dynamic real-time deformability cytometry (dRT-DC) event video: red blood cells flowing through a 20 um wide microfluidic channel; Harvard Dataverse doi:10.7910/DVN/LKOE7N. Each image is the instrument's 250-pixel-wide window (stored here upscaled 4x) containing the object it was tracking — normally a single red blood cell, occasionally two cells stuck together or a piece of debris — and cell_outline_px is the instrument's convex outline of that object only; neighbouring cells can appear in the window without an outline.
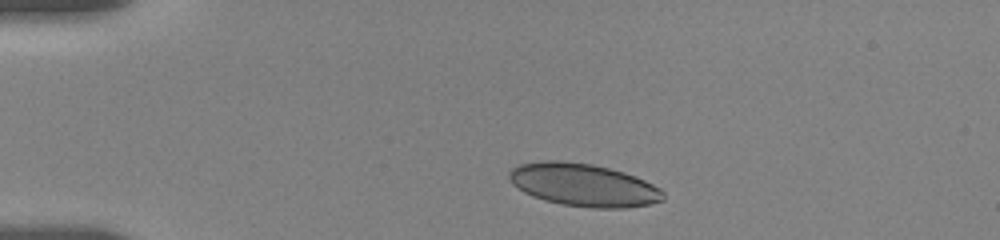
{"species": "human", "species_latin": "Homo sapiens", "temperature_condition": "room temperature", "stored_images_in_passage": 39, "camera_frame_rate_fps": 3000, "um_per_image_px": 0.085, "donor": {"sex": "female"}, "frame": {"image": 1, "passage_image": 1, "time_ms": 0.0, "image_size_px": [1000, 240], "cell_outline_px": [[664, 200], [648, 204], [624, 208], [592, 208], [560, 204], [544, 200], [532, 196], [524, 192], [512, 184], [508, 176], [508, 172], [512, 168], [520, 164], [544, 160], [560, 160], [592, 164], [624, 172], [644, 180], [660, 188], [664, 192]], "centroid_in_image_um": [49.57, 15.72], "position_along_channel_um": 35.4, "area_um2": 38.44}}
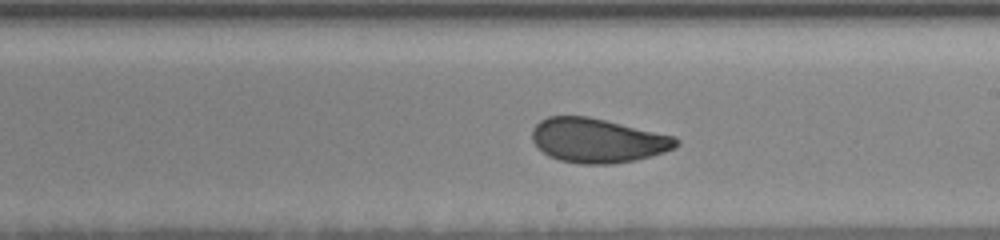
{"frame": {"image": 2, "passage_image": 22, "time_ms": 7.0, "image_size_px": [1000, 240], "cell_outline_px": [[680, 144], [676, 148], [664, 152], [636, 160], [612, 164], [580, 164], [560, 160], [548, 156], [532, 140], [532, 128], [540, 120], [548, 116], [588, 116], [676, 136], [680, 140]], "centroid_in_image_um": [50.83, 11.94], "position_along_channel_um": 238.2, "area_um2": 37.4}}
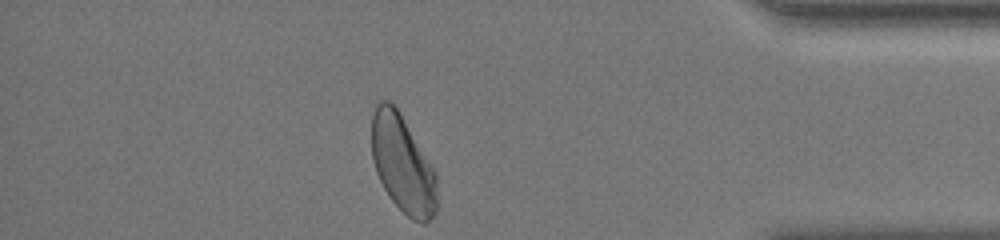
{"frame": {"image": 3, "passage_image": 38, "time_ms": 12.333, "image_size_px": [1000, 240], "cell_outline_px": [[440, 208], [424, 224], [412, 220], [388, 196], [376, 172], [372, 160], [372, 116], [376, 104], [380, 100], [388, 100], [400, 112], [436, 172]], "centroid_in_image_um": [34.26, 13.98], "position_along_channel_um": 400.9, "area_um2": 37.51}, "authors_computed_cell_mechanics": {"area_um2": 37.6278, "velocity_mm_per_s": 3.6014, "shape_relaxation_time_tau1_ms": 8.1929, "shape_relaxation_time_tau2_ms": 0.8685, "deformation_change_tau1": 0.1629, "deformation_change_tau2": 0.0583}}